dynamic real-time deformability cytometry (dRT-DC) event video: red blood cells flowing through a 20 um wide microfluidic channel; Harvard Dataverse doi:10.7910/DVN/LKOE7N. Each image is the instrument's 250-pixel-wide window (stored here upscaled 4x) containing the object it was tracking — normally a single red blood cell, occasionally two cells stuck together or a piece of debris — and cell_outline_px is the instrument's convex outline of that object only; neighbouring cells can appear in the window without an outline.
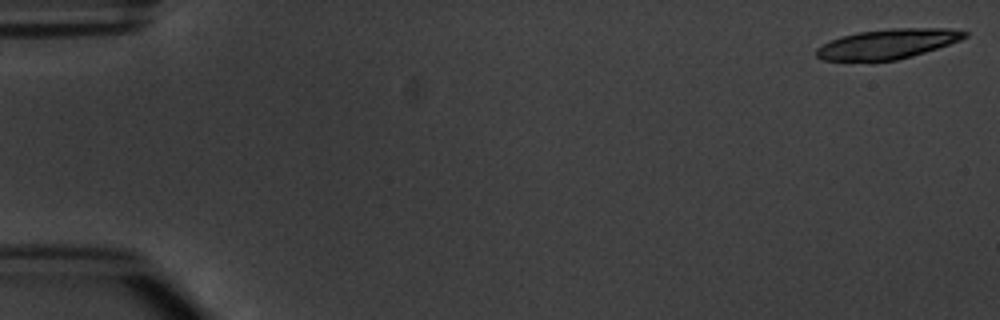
{"species": "common noctule bat (a hibernating species)", "species_latin": "Nyctalus noctula", "temperature_condition": "warm", "stored_images_in_passage": 5, "camera_frame_rate_fps": 3000, "um_per_image_px": 0.085, "animal": {"sex": "male", "body_mass_g": 20.1, "forearm_length_mm": 53.5}, "frame": {"image": 1, "passage_image": 1, "time_ms": 0.0, "image_size_px": [1000, 320], "cell_outline_px": [[968, 36], [960, 40], [912, 56], [896, 60], [872, 64], [824, 60], [816, 56], [816, 48], [840, 36], [860, 32], [892, 28], [948, 28], [968, 32]], "centroid_in_image_um": [75.39, 3.78], "position_along_channel_um": 9.6, "area_um2": 26.36}}